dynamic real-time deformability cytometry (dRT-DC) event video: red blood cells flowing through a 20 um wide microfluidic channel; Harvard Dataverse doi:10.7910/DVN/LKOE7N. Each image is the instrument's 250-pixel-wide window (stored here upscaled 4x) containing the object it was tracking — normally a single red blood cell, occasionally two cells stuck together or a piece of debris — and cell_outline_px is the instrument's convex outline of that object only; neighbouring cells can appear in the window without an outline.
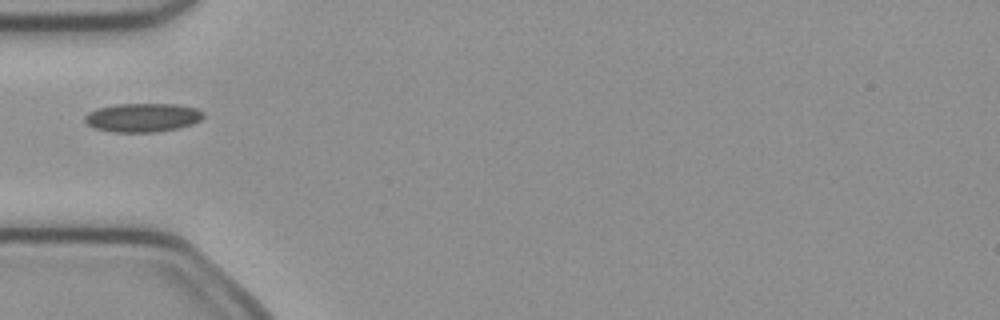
{"species": "common noctule bat (a hibernating species)", "species_latin": "Nyctalus noctula", "temperature_condition": "cold", "stored_images_in_passage": 2, "camera_frame_rate_fps": 3000, "um_per_image_px": 0.085, "animal": {"sex": "female", "body_mass_g": 21.9}, "frame": {"image": 1, "passage_image": 2, "time_ms": 0.333, "image_size_px": [1000, 320], "cell_outline_px": [[204, 116], [200, 120], [192, 124], [176, 128], [156, 132], [112, 132], [96, 128], [88, 124], [84, 120], [84, 116], [88, 112], [96, 108], [116, 104], [176, 104], [196, 108], [204, 112]], "centroid_in_image_um": [12.11, 9.98], "position_along_channel_um": 72.9, "area_um2": 19.88}}